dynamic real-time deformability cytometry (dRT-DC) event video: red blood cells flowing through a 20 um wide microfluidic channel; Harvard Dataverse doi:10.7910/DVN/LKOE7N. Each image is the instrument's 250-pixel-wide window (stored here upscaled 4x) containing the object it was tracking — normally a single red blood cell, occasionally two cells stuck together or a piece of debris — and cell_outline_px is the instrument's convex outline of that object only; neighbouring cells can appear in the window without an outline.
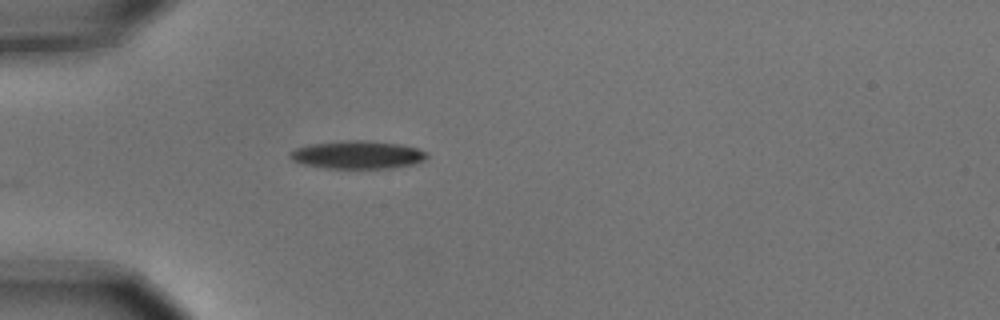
{"species": "common noctule bat (a hibernating species)", "species_latin": "Nyctalus noctula", "temperature_condition": "cold", "stored_images_in_passage": 3, "camera_frame_rate_fps": 3000, "um_per_image_px": 0.085, "animal": {"sex": "male", "body_mass_g": 15.6}, "frame": {"image": 1, "passage_image": 3, "time_ms": 0.667, "image_size_px": [1000, 320], "cell_outline_px": [[428, 156], [424, 160], [416, 164], [392, 168], [324, 168], [304, 164], [292, 160], [288, 156], [288, 152], [296, 148], [308, 144], [348, 140], [364, 140], [400, 144], [416, 148], [428, 152]], "centroid_in_image_um": [30.39, 13.16], "position_along_channel_um": 54.6, "area_um2": 22.48}}